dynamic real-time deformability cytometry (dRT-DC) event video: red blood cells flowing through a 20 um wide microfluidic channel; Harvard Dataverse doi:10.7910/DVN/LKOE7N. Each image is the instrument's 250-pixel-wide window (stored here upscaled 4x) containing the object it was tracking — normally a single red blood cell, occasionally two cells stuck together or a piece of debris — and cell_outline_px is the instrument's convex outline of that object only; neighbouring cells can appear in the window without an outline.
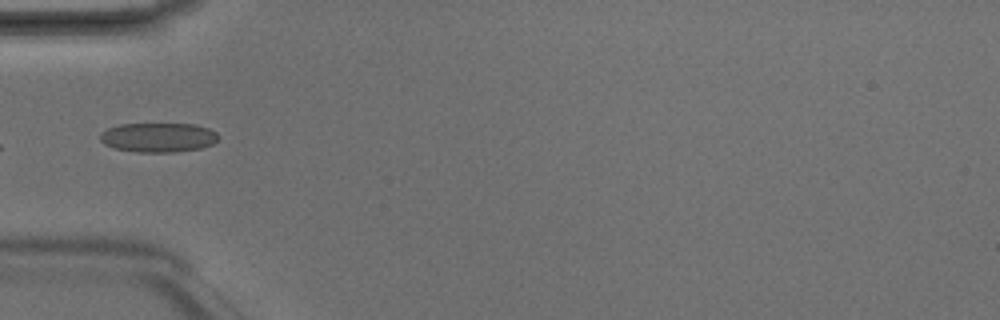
{"species": "Egyptian fruit bat (a non-hibernating species)", "species_latin": "Rousettus aegyptiacus", "temperature_condition": "room temperature", "stored_images_in_passage": 4, "camera_frame_rate_fps": 3000, "um_per_image_px": 0.085, "animal": {"sex": "male"}, "frame": {"image": 1, "passage_image": 3, "time_ms": 0.667, "image_size_px": [1000, 320], "cell_outline_px": [[216, 140], [212, 144], [200, 148], [176, 152], [136, 152], [116, 148], [104, 144], [100, 140], [100, 132], [108, 128], [120, 124], [196, 124], [208, 128], [216, 132]], "centroid_in_image_um": [13.42, 11.68], "position_along_channel_um": 71.6, "area_um2": 20.17}}